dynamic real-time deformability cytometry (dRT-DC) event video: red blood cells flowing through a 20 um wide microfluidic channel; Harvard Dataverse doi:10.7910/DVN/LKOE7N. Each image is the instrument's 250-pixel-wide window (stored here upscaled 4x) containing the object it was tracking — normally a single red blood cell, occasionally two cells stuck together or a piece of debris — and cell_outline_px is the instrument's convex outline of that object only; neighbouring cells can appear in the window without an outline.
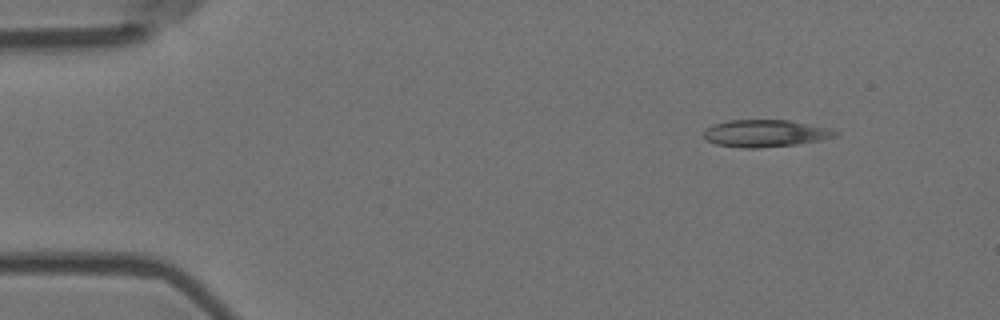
{"species": "Egyptian fruit bat (a non-hibernating species)", "species_latin": "Rousettus aegyptiacus", "temperature_condition": "room temperature", "stored_images_in_passage": 5, "camera_frame_rate_fps": 3000, "um_per_image_px": 0.085, "animal": {"sex": "female"}, "frame": {"image": 1, "passage_image": 1, "time_ms": 0.0, "image_size_px": [1000, 320], "cell_outline_px": [[840, 132], [836, 136], [820, 140], [796, 144], [760, 148], [740, 148], [716, 144], [708, 140], [704, 136], [704, 132], [712, 124], [728, 120], [788, 120], [832, 128]], "centroid_in_image_um": [65.08, 11.33], "position_along_channel_um": 19.9, "area_um2": 20.87}}
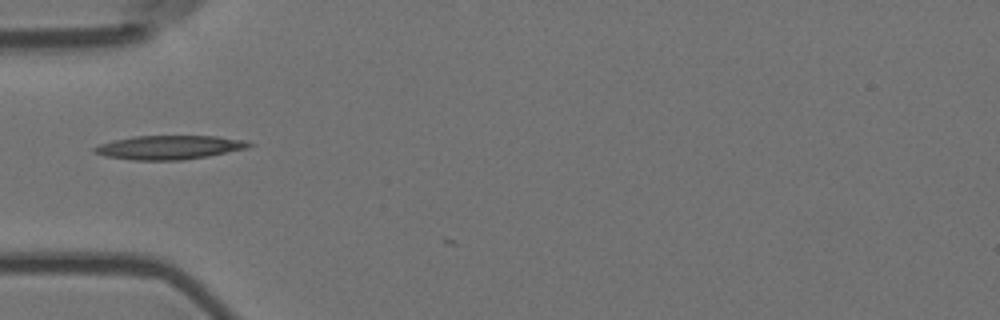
{"frame": {"image": 2, "passage_image": 4, "time_ms": 1.0, "image_size_px": [1000, 320], "cell_outline_px": [[256, 144], [248, 148], [208, 156], [180, 160], [132, 160], [104, 156], [92, 152], [92, 148], [100, 144], [112, 140], [132, 136], [216, 136], [244, 140]], "centroid_in_image_um": [14.36, 12.52], "position_along_channel_um": 70.6, "area_um2": 21.68}}